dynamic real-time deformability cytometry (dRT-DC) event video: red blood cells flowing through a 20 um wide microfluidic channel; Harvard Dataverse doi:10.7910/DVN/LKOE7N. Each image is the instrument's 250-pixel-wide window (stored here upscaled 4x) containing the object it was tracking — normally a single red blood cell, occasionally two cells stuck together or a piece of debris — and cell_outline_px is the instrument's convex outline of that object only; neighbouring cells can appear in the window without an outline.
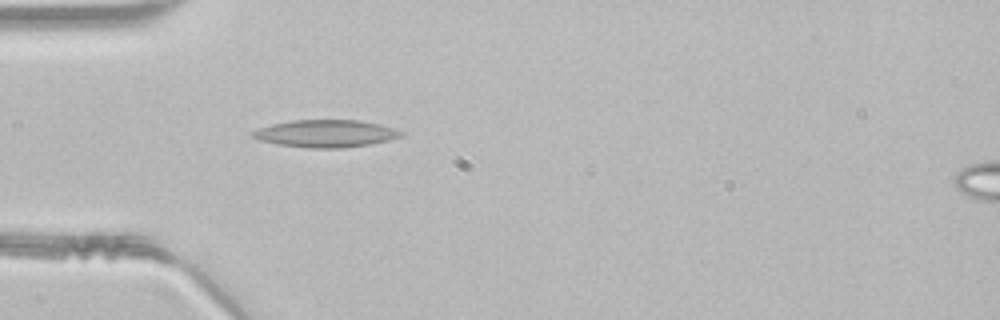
{"species": "common noctule bat (a hibernating species)", "species_latin": "Nyctalus noctula", "temperature_condition": "room temperature", "stored_images_in_passage": 28, "camera_frame_rate_fps": 3000, "um_per_image_px": 0.085, "animal": {"sex": "male", "body_mass_g": 21.5, "forearm_length_mm": 52.0}, "frame": {"image": 1, "passage_image": 1, "time_ms": 0.0, "image_size_px": [1000, 320], "cell_outline_px": [[404, 132], [400, 136], [388, 140], [368, 144], [344, 148], [308, 148], [276, 144], [260, 140], [252, 136], [252, 132], [260, 128], [272, 124], [292, 120], [360, 120], [380, 124], [396, 128]], "centroid_in_image_um": [27.71, 11.35], "position_along_channel_um": 57.3, "area_um2": 23.58}}
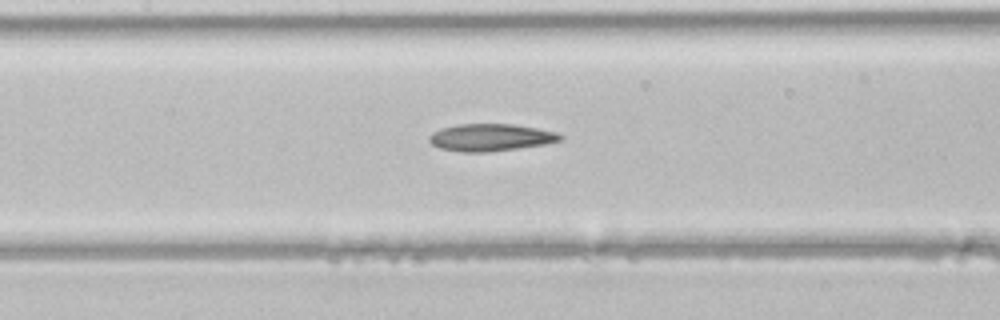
{"frame": {"image": 2, "passage_image": 9, "time_ms": 2.667, "image_size_px": [1000, 320], "cell_outline_px": [[564, 136], [560, 140], [548, 144], [488, 152], [460, 152], [440, 148], [432, 144], [428, 140], [428, 136], [432, 132], [456, 124], [512, 124], [560, 132]], "centroid_in_image_um": [41.73, 11.68], "position_along_channel_um": 165.7, "area_um2": 20.92}}
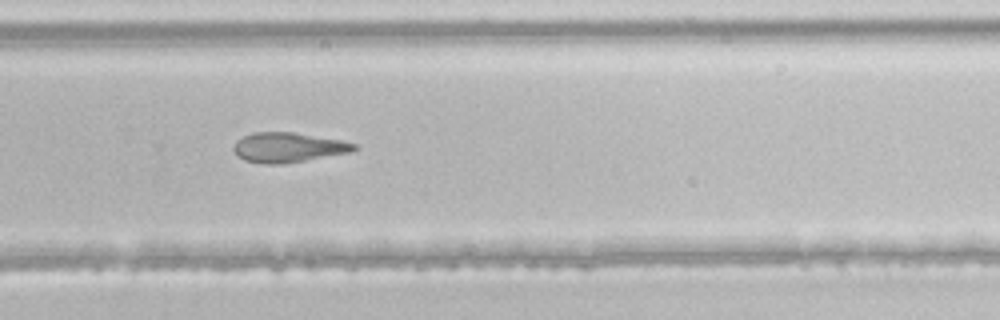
{"frame": {"image": 3, "passage_image": 19, "time_ms": 6.0, "image_size_px": [1000, 320], "cell_outline_px": [[360, 148], [352, 152], [280, 164], [268, 164], [244, 160], [232, 148], [236, 140], [244, 136], [256, 132], [292, 132], [340, 140], [356, 144]], "centroid_in_image_um": [24.51, 12.52], "position_along_channel_um": 305.3, "area_um2": 20.63}}